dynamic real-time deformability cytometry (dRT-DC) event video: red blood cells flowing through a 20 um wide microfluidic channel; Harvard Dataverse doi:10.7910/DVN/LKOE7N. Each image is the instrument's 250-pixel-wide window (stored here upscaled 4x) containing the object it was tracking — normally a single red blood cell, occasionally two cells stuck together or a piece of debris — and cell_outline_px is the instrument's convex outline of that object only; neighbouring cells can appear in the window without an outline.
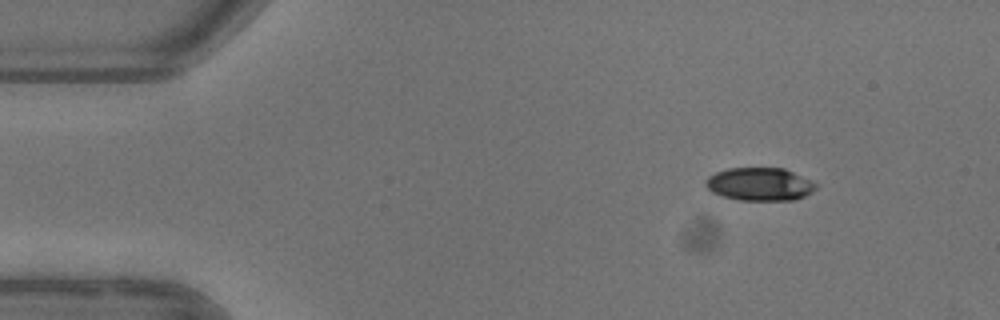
{"species": "common noctule bat (a hibernating species)", "species_latin": "Nyctalus noctula", "temperature_condition": "warm", "stored_images_in_passage": 4, "camera_frame_rate_fps": 3000, "um_per_image_px": 0.085, "animal": {"sex": "female"}, "frame": {"image": 1, "passage_image": 1, "time_ms": 0.0, "image_size_px": [1000, 320], "cell_outline_px": [[816, 188], [812, 192], [796, 200], [740, 200], [724, 196], [712, 192], [704, 184], [704, 180], [708, 176], [716, 172], [728, 168], [784, 168], [816, 184]], "centroid_in_image_um": [64.54, 15.65], "position_along_channel_um": 20.5, "area_um2": 21.04}}
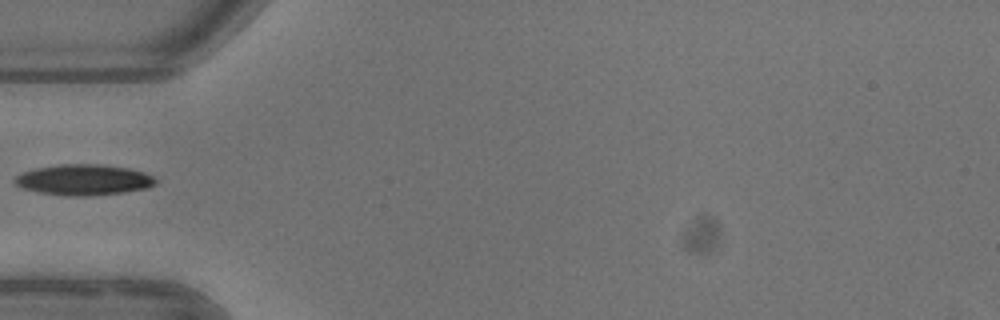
{"frame": {"image": 2, "passage_image": 4, "time_ms": 3.667, "image_size_px": [1000, 320], "cell_outline_px": [[156, 184], [148, 188], [124, 192], [84, 196], [64, 196], [40, 192], [24, 188], [16, 184], [12, 180], [16, 176], [24, 172], [36, 168], [56, 164], [100, 164], [128, 168], [144, 172], [156, 176]], "centroid_in_image_um": [7.15, 15.28], "position_along_channel_um": 77.9, "area_um2": 25.32}}